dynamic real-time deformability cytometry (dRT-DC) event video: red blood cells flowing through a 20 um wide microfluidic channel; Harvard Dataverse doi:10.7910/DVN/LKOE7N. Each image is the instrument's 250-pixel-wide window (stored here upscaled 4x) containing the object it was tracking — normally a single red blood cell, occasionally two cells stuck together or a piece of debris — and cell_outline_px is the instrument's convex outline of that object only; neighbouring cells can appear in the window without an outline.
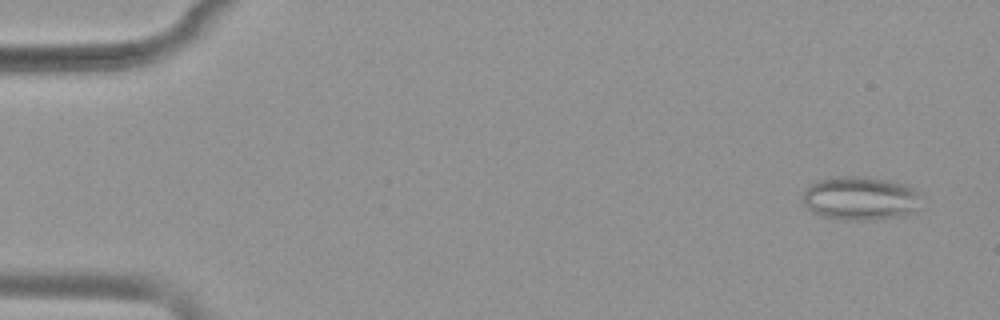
{"species": "common noctule bat (a hibernating species)", "species_latin": "Nyctalus noctula", "temperature_condition": "warm", "stored_images_in_passage": 52, "camera_frame_rate_fps": 3000, "um_per_image_px": 0.085, "animal": {"sex": "female", "body_mass_g": 19.9}, "frame": {"image": 1, "passage_image": 3, "time_ms": 0.667, "image_size_px": [1000, 320], "cell_outline_px": [[920, 192], [916, 212], [904, 216], [880, 220], [840, 220], [820, 216], [812, 212], [804, 204], [800, 196], [804, 188], [808, 184], [816, 180], [840, 176], [856, 176], [892, 180], [904, 184]], "centroid_in_image_um": [73.08, 16.87], "position_along_channel_um": 11.9, "area_um2": 30.98}}
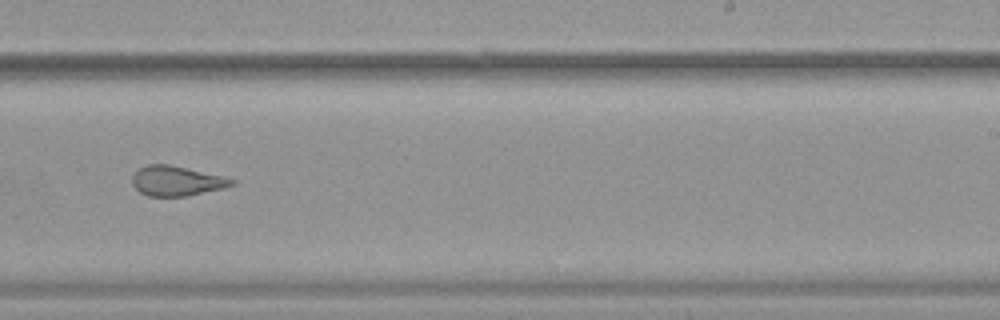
{"frame": {"image": 2, "passage_image": 33, "time_ms": 10.667, "image_size_px": [1000, 320], "cell_outline_px": [[236, 184], [224, 188], [188, 196], [148, 196], [140, 192], [132, 184], [132, 176], [140, 168], [148, 164], [168, 164], [224, 176], [236, 180]], "centroid_in_image_um": [15.04, 15.38], "position_along_channel_um": 274.0, "area_um2": 17.34}}
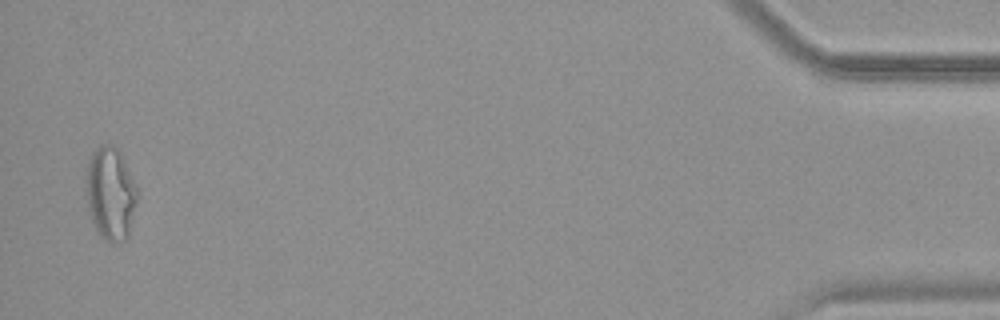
{"frame": {"image": 3, "passage_image": 51, "time_ms": 16.667, "image_size_px": [1000, 320], "cell_outline_px": [[136, 204], [128, 236], [124, 240], [112, 244], [100, 236], [96, 232], [92, 224], [88, 208], [88, 160], [92, 152], [100, 144], [112, 144], [120, 152], [136, 184]], "centroid_in_image_um": [9.4, 16.47], "position_along_channel_um": 425.8, "area_um2": 27.46}, "authors_computed_cell_mechanics": {"area_um2": 23.4379, "velocity_mm_per_s": 3.9099, "shape_relaxation_time_tau1_ms": null, "shape_relaxation_time_tau2_ms": 1.2496, "deformation_change_tau1": null, "deformation_change_tau2": 0.0999}}